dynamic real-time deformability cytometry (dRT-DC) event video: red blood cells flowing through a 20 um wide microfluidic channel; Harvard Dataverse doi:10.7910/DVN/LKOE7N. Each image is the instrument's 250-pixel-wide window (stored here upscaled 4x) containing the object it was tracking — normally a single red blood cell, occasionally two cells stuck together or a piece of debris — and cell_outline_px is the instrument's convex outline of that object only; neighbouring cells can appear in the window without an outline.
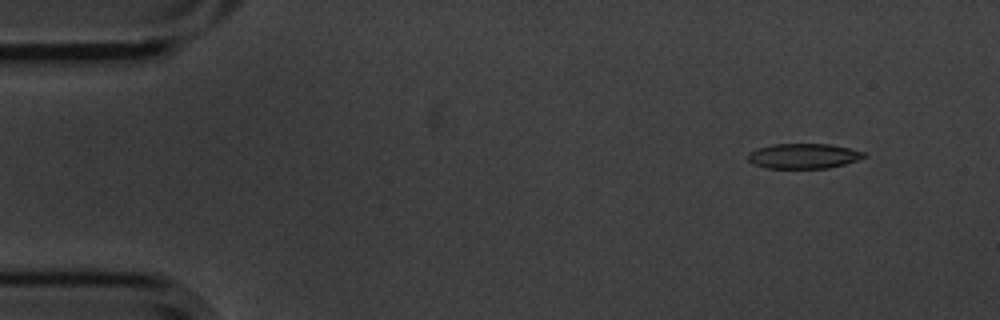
{"species": "common noctule bat (a hibernating species)", "species_latin": "Nyctalus noctula", "temperature_condition": "cold", "stored_images_in_passage": 6, "camera_frame_rate_fps": 3000, "um_per_image_px": 0.085, "animal": {"sex": "male", "body_mass_g": 20.1, "forearm_length_mm": 53.5}, "frame": {"image": 1, "passage_image": 2, "time_ms": 0.333, "image_size_px": [1000, 320], "cell_outline_px": [[868, 156], [844, 164], [828, 168], [764, 168], [752, 164], [748, 160], [748, 152], [756, 148], [772, 144], [828, 144], [848, 148], [864, 152]], "centroid_in_image_um": [68.24, 13.26], "position_along_channel_um": 16.8, "area_um2": 16.99}}
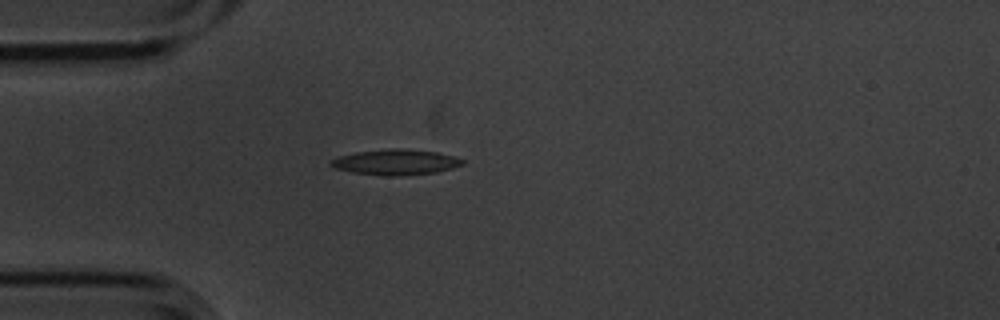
{"frame": {"image": 2, "passage_image": 5, "time_ms": 1.333, "image_size_px": [1000, 320], "cell_outline_px": [[464, 164], [452, 168], [436, 172], [400, 176], [384, 176], [352, 172], [336, 168], [328, 164], [328, 160], [336, 156], [356, 152], [388, 148], [400, 148], [436, 152], [452, 156], [464, 160]], "centroid_in_image_um": [33.57, 13.78], "position_along_channel_um": 51.4, "area_um2": 19.71}}